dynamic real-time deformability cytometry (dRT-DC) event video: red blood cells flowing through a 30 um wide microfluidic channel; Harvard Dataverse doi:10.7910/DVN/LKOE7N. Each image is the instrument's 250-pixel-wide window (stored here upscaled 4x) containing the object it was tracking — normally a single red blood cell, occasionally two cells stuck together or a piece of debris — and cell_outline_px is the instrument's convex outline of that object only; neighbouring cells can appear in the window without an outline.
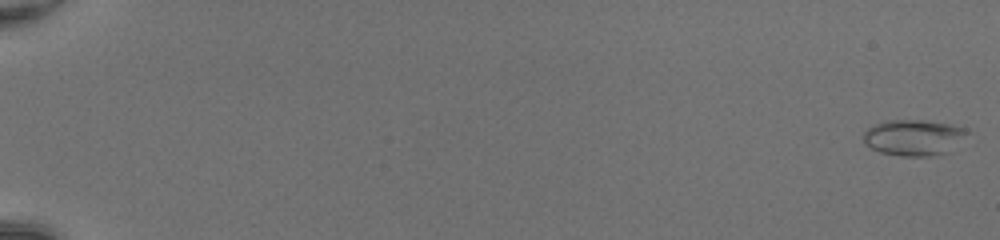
{"species": "common noctule bat (a hibernating species)", "species_latin": "Nyctalus noctula", "temperature_condition": "room temperature", "stored_images_in_passage": 52, "camera_frame_rate_fps": 3000, "um_per_image_px": 0.085, "animal": {"sex": "female", "body_mass_g": 20.0, "forearm_length_mm": 54.0}, "frame": {"image": 1, "passage_image": 1, "time_ms": 0.0, "image_size_px": [1000, 240], "cell_outline_px": [[972, 132], [952, 152], [932, 156], [900, 156], [880, 152], [864, 144], [864, 132], [872, 124], [888, 120], [924, 120], [952, 124], [968, 128]], "centroid_in_image_um": [77.76, 11.69], "position_along_channel_um": 7.2, "area_um2": 22.48}}
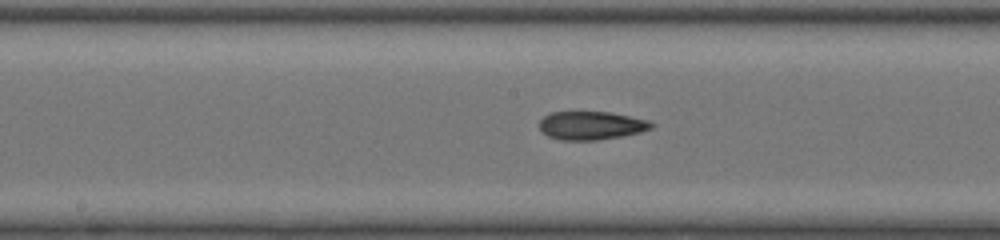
{"frame": {"image": 2, "passage_image": 30, "time_ms": 9.667, "image_size_px": [1000, 240], "cell_outline_px": [[656, 124], [652, 128], [640, 132], [624, 136], [596, 140], [560, 140], [548, 136], [540, 128], [540, 120], [548, 112], [608, 112], [648, 120]], "centroid_in_image_um": [50.26, 10.67], "position_along_channel_um": 197.9, "area_um2": 18.5}}
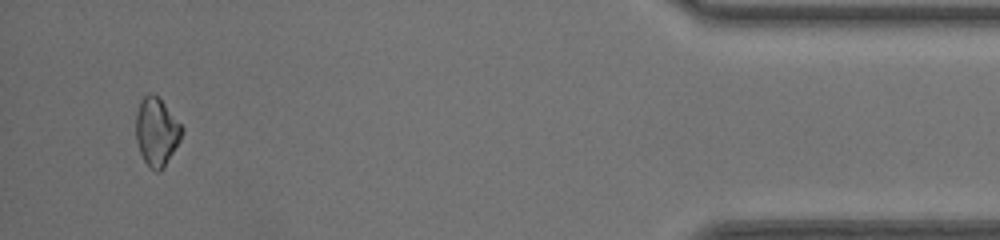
{"frame": {"image": 3, "passage_image": 50, "time_ms": 16.333, "image_size_px": [1000, 240], "cell_outline_px": [[184, 132], [180, 140], [160, 172], [156, 172], [144, 160], [140, 152], [136, 140], [136, 112], [140, 100], [148, 92], [152, 92], [164, 104], [184, 128]], "centroid_in_image_um": [13.3, 11.17], "position_along_channel_um": 421.9, "area_um2": 18.03}, "authors_computed_cell_mechanics": {"area_um2": 19.1607, "velocity_mm_per_s": 4.2592, "shape_relaxation_time_tau1_ms": null, "shape_relaxation_time_tau2_ms": 4.584, "deformation_change_tau1": null, "deformation_change_tau2": 0.0925}}